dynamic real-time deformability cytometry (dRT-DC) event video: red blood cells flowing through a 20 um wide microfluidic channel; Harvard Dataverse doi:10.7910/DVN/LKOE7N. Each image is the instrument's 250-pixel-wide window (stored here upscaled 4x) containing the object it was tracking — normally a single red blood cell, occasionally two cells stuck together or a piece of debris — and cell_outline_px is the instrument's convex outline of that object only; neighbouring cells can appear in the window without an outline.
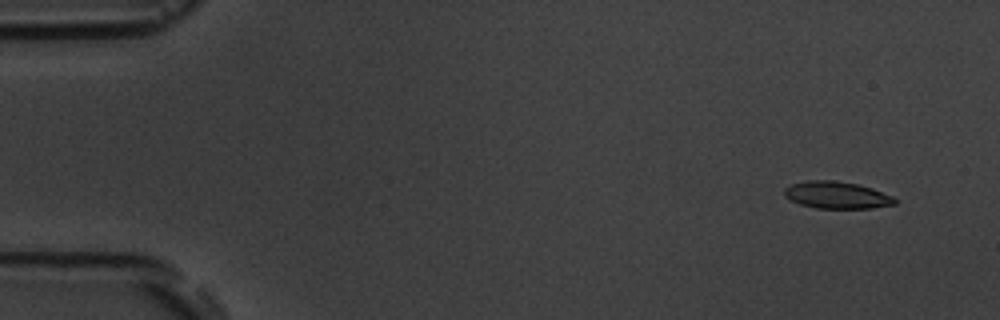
{"species": "common noctule bat (a hibernating species)", "species_latin": "Nyctalus noctula", "temperature_condition": "room temperature", "stored_images_in_passage": 6, "camera_frame_rate_fps": 3000, "um_per_image_px": 0.085, "animal": {"sex": "male", "body_mass_g": 19.5, "forearm_length_mm": 54.6}, "frame": {"image": 1, "passage_image": 1, "time_ms": 0.0, "image_size_px": [1000, 320], "cell_outline_px": [[896, 204], [872, 208], [816, 208], [800, 204], [784, 196], [784, 188], [792, 184], [808, 180], [836, 180], [856, 184], [872, 188], [892, 196], [896, 200]], "centroid_in_image_um": [71.12, 16.58], "position_along_channel_um": 13.9, "area_um2": 17.34}}
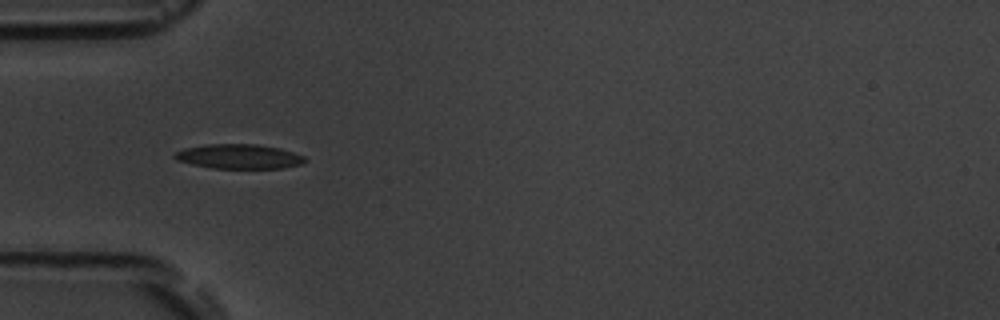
{"frame": {"image": 2, "passage_image": 5, "time_ms": 4.667, "image_size_px": [1000, 320], "cell_outline_px": [[308, 160], [304, 164], [284, 168], [212, 168], [192, 164], [176, 160], [172, 156], [176, 152], [184, 148], [208, 144], [256, 144], [280, 148], [304, 156]], "centroid_in_image_um": [20.34, 13.3], "position_along_channel_um": 64.7, "area_um2": 18.73}}
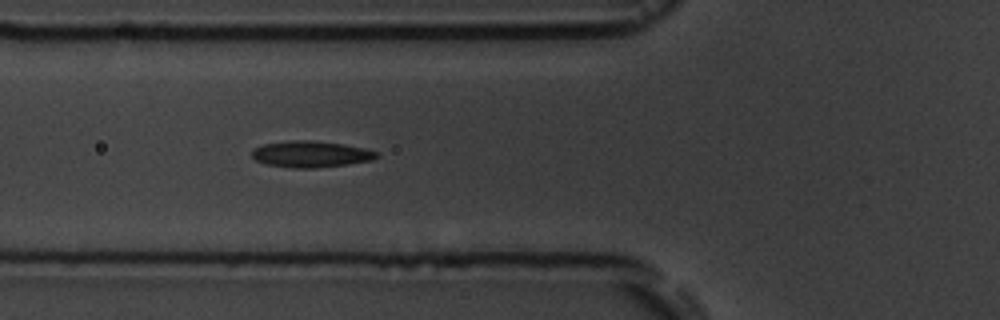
{"frame": {"image": 3, "passage_image": 6, "time_ms": 5.667, "image_size_px": [1000, 320], "cell_outline_px": [[380, 156], [372, 160], [348, 164], [316, 168], [296, 168], [268, 164], [256, 160], [252, 156], [252, 148], [260, 144], [292, 140], [312, 140], [344, 144], [364, 148], [380, 152]], "centroid_in_image_um": [26.44, 13.09], "position_along_channel_um": 99.4, "area_um2": 19.31}}